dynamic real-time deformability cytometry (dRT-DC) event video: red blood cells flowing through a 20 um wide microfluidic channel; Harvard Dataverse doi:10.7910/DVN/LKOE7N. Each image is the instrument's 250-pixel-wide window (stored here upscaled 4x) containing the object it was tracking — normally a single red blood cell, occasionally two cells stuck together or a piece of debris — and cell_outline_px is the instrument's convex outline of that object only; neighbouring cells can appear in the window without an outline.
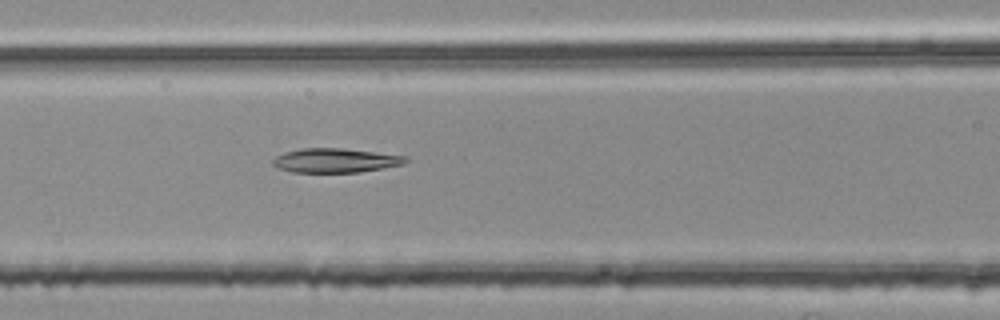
{"species": "common noctule bat (a hibernating species)", "species_latin": "Nyctalus noctula", "temperature_condition": "room temperature", "stored_images_in_passage": 49, "segment_of_instrument_passage": [2, 2], "camera_frame_rate_fps": 3000, "um_per_image_px": 0.085, "animal": {"sex": "female", "body_mass_g": 25.1}, "frame": {"image": 1, "passage_image": 23, "time_ms": 7.333, "image_size_px": [1000, 320], "cell_outline_px": [[408, 160], [404, 164], [356, 172], [292, 172], [280, 168], [272, 164], [272, 160], [276, 156], [284, 152], [300, 148], [340, 148], [408, 156]], "centroid_in_image_um": [28.48, 13.63], "position_along_channel_um": 138.1, "area_um2": 18.55}}
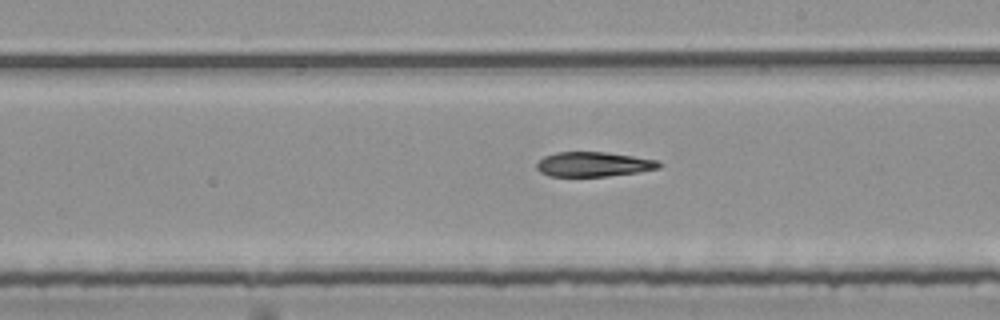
{"frame": {"image": 2, "passage_image": 31, "time_ms": 10.0, "image_size_px": [1000, 320], "cell_outline_px": [[664, 164], [660, 168], [636, 172], [608, 176], [548, 176], [540, 172], [536, 168], [536, 164], [544, 156], [556, 152], [608, 152], [660, 160]], "centroid_in_image_um": [50.48, 13.95], "position_along_channel_um": 238.5, "area_um2": 17.74}}
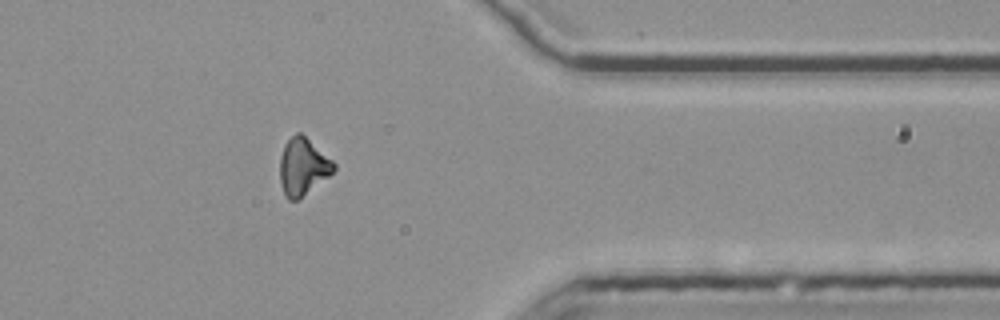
{"frame": {"image": 3, "passage_image": 44, "time_ms": 14.333, "image_size_px": [1000, 320], "cell_outline_px": [[336, 168], [328, 176], [300, 200], [288, 200], [284, 196], [280, 184], [280, 156], [284, 144], [296, 132], [300, 132], [332, 160], [336, 164]], "centroid_in_image_um": [25.72, 14.2], "position_along_channel_um": 385.7, "area_um2": 17.98}}